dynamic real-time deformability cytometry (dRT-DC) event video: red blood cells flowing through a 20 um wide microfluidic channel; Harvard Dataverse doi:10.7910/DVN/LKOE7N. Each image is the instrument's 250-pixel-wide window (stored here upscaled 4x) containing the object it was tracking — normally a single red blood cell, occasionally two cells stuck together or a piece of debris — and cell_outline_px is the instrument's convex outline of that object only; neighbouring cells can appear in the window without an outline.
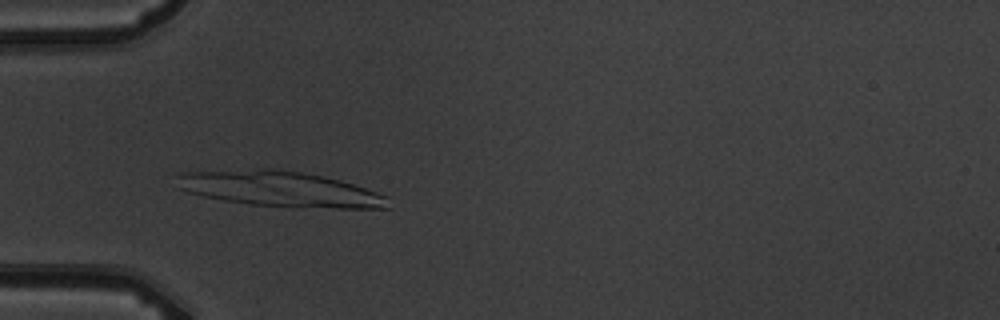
{"species": "common noctule bat (a hibernating species)", "species_latin": "Nyctalus noctula", "temperature_condition": "warm", "stored_images_in_passage": 8, "camera_frame_rate_fps": 3000, "um_per_image_px": 0.085, "animal": {"sex": "male", "body_mass_g": 19.5, "forearm_length_mm": 54.6}, "frame": {"image": 1, "passage_image": 5, "time_ms": 5.333, "image_size_px": [1000, 320], "cell_outline_px": [[392, 208], [336, 208], [248, 204], [224, 200], [204, 196], [188, 192], [180, 188], [176, 176], [180, 172], [264, 168], [268, 168], [300, 172], [340, 180], [376, 192], [384, 196]], "centroid_in_image_um": [23.75, 16.05], "position_along_channel_um": 61.3, "area_um2": 42.95}}
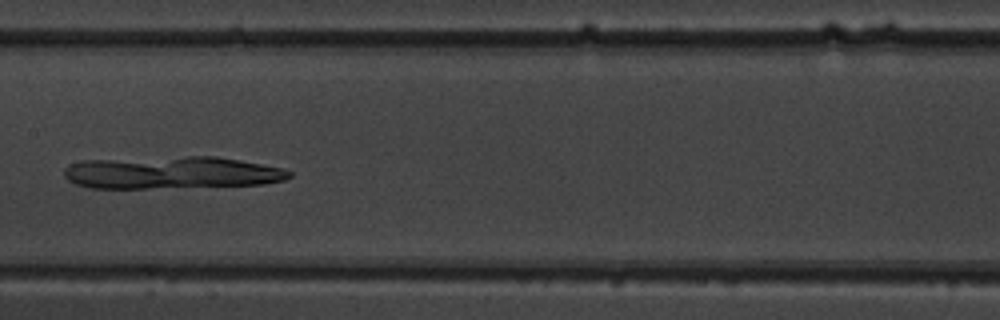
{"frame": {"image": 2, "passage_image": 8, "time_ms": 9.0, "image_size_px": [1000, 320], "cell_outline_px": [[292, 176], [284, 180], [264, 184], [144, 188], [88, 188], [76, 184], [68, 180], [64, 176], [64, 168], [68, 164], [84, 160], [188, 156], [216, 156], [240, 160], [284, 168], [292, 172]], "centroid_in_image_um": [14.57, 14.67], "position_along_channel_um": 192.8, "area_um2": 42.54}}